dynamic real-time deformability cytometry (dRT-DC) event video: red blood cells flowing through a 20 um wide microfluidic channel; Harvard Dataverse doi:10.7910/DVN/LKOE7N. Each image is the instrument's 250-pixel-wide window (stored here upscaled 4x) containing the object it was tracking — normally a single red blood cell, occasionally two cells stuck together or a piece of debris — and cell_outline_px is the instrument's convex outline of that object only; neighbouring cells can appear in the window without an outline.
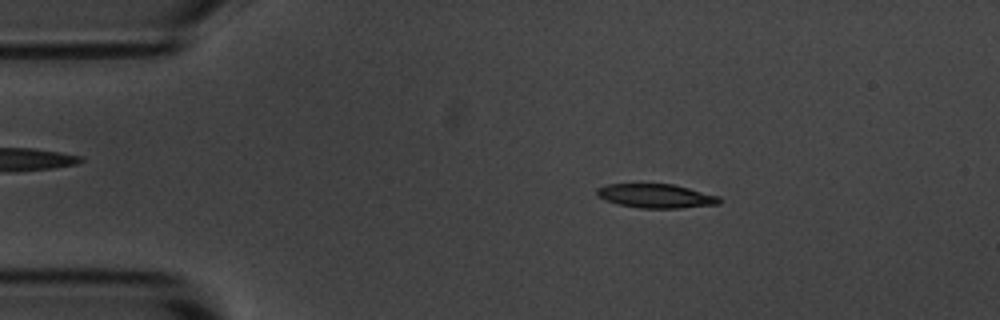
{"species": "common noctule bat (a hibernating species)", "species_latin": "Nyctalus noctula", "temperature_condition": "room temperature", "stored_images_in_passage": 2, "camera_frame_rate_fps": 3000, "um_per_image_px": 0.085, "animal": {"sex": "male", "body_mass_g": 20.1, "forearm_length_mm": 53.5}, "frame": {"image": 1, "passage_image": 1, "time_ms": 0.0, "image_size_px": [1000, 320], "cell_outline_px": [[724, 200], [720, 204], [680, 208], [640, 208], [616, 204], [604, 200], [596, 196], [596, 188], [608, 184], [672, 184], [720, 196]], "centroid_in_image_um": [55.76, 16.66], "position_along_channel_um": 29.2, "area_um2": 17.34}}